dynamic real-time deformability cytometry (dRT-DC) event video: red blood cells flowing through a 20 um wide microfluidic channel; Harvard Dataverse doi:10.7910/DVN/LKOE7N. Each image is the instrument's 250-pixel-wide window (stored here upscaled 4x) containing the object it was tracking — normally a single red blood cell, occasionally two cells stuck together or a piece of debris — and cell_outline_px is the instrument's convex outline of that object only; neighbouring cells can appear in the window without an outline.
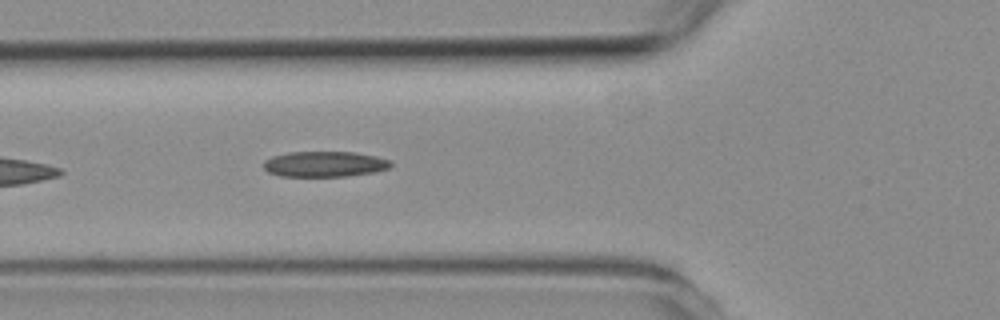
{"species": "common noctule bat (a hibernating species)", "species_latin": "Nyctalus noctula", "temperature_condition": "room temperature", "stored_images_in_passage": 5, "segment_of_instrument_passage": [1, 2], "camera_frame_rate_fps": 3000, "um_per_image_px": 0.085, "animal": {"sex": "female", "body_mass_g": 19.3, "forearm_length_mm": 54.1}, "frame": {"image": 1, "passage_image": 4, "time_ms": 3.333, "image_size_px": [1000, 320], "cell_outline_px": [[392, 164], [388, 168], [376, 172], [348, 176], [280, 176], [268, 172], [264, 168], [264, 160], [272, 156], [288, 152], [356, 152], [376, 156], [388, 160]], "centroid_in_image_um": [27.58, 13.94], "position_along_channel_um": 98.2, "area_um2": 18.96}}